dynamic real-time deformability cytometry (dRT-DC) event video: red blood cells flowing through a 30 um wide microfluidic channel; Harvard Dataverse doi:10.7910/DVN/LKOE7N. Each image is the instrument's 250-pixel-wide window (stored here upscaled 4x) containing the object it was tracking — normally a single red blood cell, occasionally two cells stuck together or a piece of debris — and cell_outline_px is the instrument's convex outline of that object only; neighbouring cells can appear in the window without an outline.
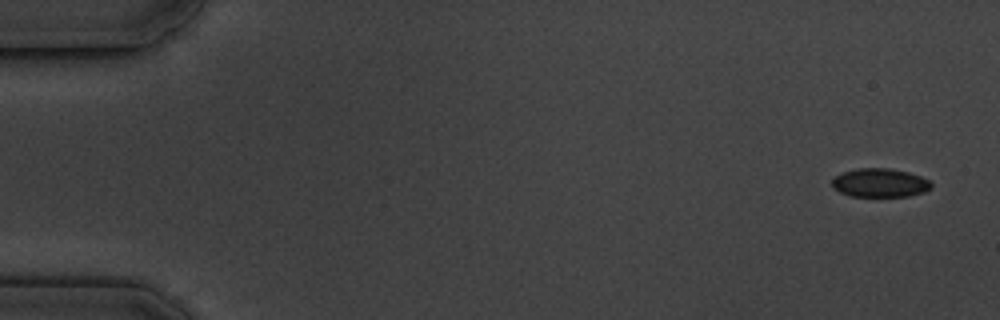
{"species": "common noctule bat (a hibernating species)", "species_latin": "Nyctalus noctula", "temperature_condition": "cold", "stored_images_in_passage": 10, "camera_frame_rate_fps": 3000, "um_per_image_px": 0.085, "animal": {"sex": "male", "body_mass_g": 19.5, "forearm_length_mm": 54.6}, "frame": {"image": 1, "passage_image": 1, "time_ms": 0.0, "image_size_px": [1000, 320], "cell_outline_px": [[932, 188], [924, 192], [908, 196], [848, 196], [832, 188], [832, 180], [836, 176], [844, 172], [856, 168], [892, 168], [908, 172], [920, 176], [928, 180], [932, 184]], "centroid_in_image_um": [74.79, 15.54], "position_along_channel_um": 10.2, "area_um2": 16.65}}
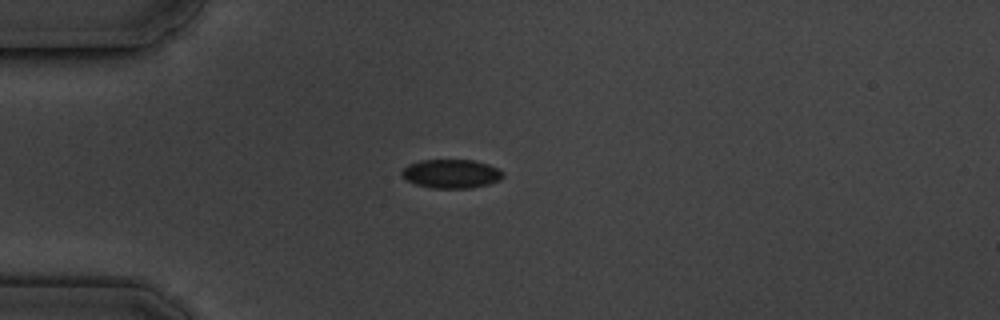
{"frame": {"image": 2, "passage_image": 4, "time_ms": 4.333, "image_size_px": [1000, 320], "cell_outline_px": [[504, 176], [500, 180], [488, 184], [472, 188], [432, 188], [416, 184], [400, 176], [400, 172], [408, 164], [420, 160], [472, 160], [488, 164], [500, 168], [504, 172]], "centroid_in_image_um": [38.37, 14.76], "position_along_channel_um": 46.6, "area_um2": 17.17}}